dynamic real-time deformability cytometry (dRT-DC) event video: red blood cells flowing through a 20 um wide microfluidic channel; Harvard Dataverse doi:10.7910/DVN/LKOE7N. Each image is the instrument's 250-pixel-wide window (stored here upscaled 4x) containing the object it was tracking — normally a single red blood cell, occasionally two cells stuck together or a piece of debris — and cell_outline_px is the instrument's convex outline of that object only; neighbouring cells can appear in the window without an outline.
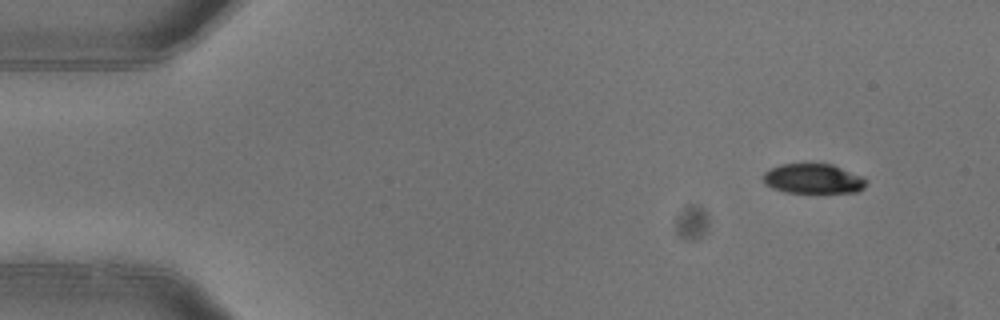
{"species": "common noctule bat (a hibernating species)", "species_latin": "Nyctalus noctula", "temperature_condition": "warm", "stored_images_in_passage": 4, "camera_frame_rate_fps": 3000, "um_per_image_px": 0.085, "animal": {"sex": "female"}, "frame": {"image": 1, "passage_image": 1, "time_ms": 0.0, "image_size_px": [1000, 320], "cell_outline_px": [[868, 180], [864, 188], [856, 192], [784, 192], [772, 188], [764, 184], [764, 172], [780, 164], [832, 164], [864, 176]], "centroid_in_image_um": [69.15, 15.19], "position_along_channel_um": 15.8, "area_um2": 17.92}}
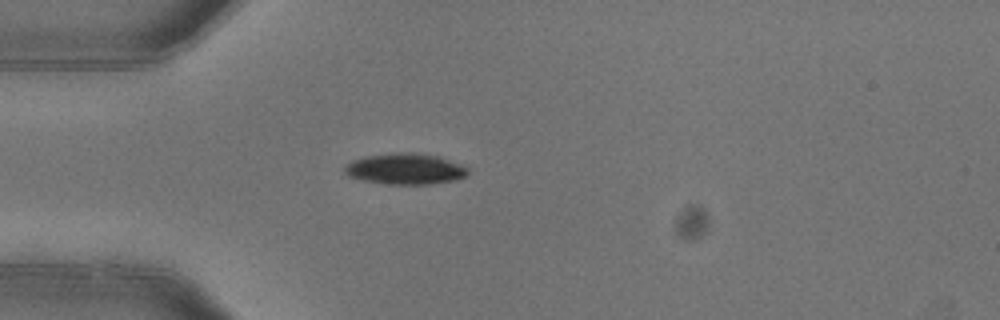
{"frame": {"image": 2, "passage_image": 4, "time_ms": 1.0, "image_size_px": [1000, 320], "cell_outline_px": [[468, 176], [456, 180], [428, 184], [388, 184], [364, 180], [348, 176], [344, 172], [344, 168], [352, 160], [364, 156], [400, 152], [412, 152], [436, 156], [464, 164], [468, 168]], "centroid_in_image_um": [34.48, 14.35], "position_along_channel_um": 50.5, "area_um2": 22.31}}